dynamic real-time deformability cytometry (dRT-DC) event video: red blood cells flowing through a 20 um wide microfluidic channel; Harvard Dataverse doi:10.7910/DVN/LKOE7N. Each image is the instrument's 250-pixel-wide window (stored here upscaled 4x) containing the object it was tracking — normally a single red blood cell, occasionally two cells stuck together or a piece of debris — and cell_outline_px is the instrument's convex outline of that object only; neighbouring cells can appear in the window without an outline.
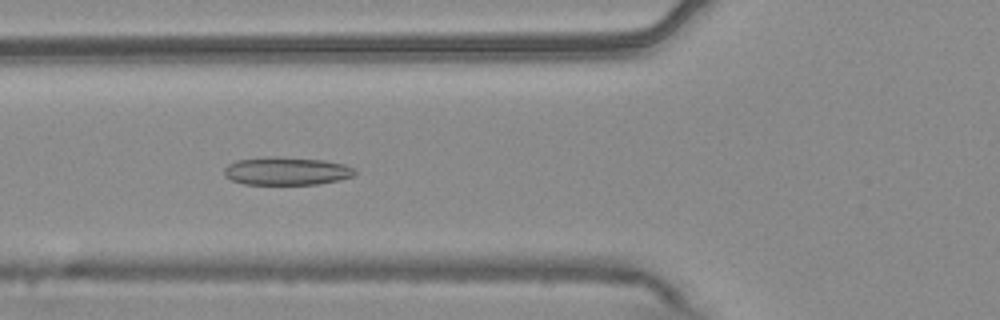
{"species": "common noctule bat (a hibernating species)", "species_latin": "Nyctalus noctula", "temperature_condition": "warm", "stored_images_in_passage": 54, "camera_frame_rate_fps": 3000, "um_per_image_px": 0.085, "animal": {"sex": "male", "body_mass_g": 20.4}, "frame": {"image": 1, "passage_image": 20, "time_ms": 6.333, "image_size_px": [1000, 320], "cell_outline_px": [[356, 172], [352, 176], [340, 180], [320, 184], [244, 184], [232, 180], [224, 176], [224, 168], [228, 164], [236, 160], [272, 156], [276, 156], [324, 160], [344, 164], [356, 168]], "centroid_in_image_um": [24.36, 14.53], "position_along_channel_um": 101.4, "area_um2": 21.5}}
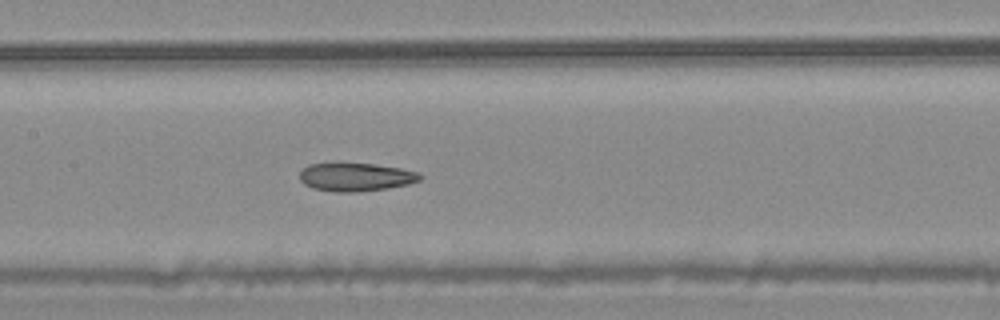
{"frame": {"image": 2, "passage_image": 26, "time_ms": 8.333, "image_size_px": [1000, 320], "cell_outline_px": [[424, 176], [420, 180], [408, 184], [388, 188], [360, 192], [332, 192], [312, 188], [304, 184], [300, 180], [300, 172], [308, 164], [376, 164], [400, 168], [416, 172]], "centroid_in_image_um": [30.24, 15.06], "position_along_channel_um": 177.2, "area_um2": 19.77}}
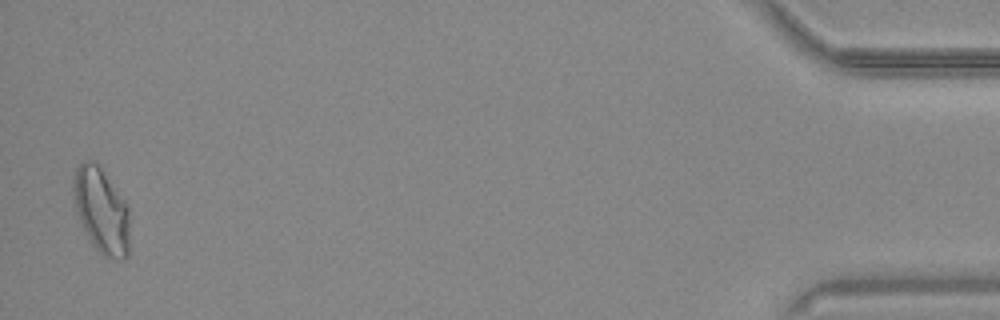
{"frame": {"image": 3, "passage_image": 53, "time_ms": 17.333, "image_size_px": [1000, 320], "cell_outline_px": [[128, 256], [124, 260], [116, 260], [104, 256], [92, 244], [76, 212], [72, 188], [72, 184], [76, 168], [84, 160], [92, 160], [100, 168], [128, 204]], "centroid_in_image_um": [8.61, 17.91], "position_along_channel_um": 426.6, "area_um2": 27.74}, "authors_computed_cell_mechanics": {"area_um2": 22.0507, "velocity_mm_per_s": 3.777, "shape_relaxation_time_tau1_ms": null, "shape_relaxation_time_tau2_ms": 2.2145, "deformation_change_tau1": null, "deformation_change_tau2": 0.0809}}